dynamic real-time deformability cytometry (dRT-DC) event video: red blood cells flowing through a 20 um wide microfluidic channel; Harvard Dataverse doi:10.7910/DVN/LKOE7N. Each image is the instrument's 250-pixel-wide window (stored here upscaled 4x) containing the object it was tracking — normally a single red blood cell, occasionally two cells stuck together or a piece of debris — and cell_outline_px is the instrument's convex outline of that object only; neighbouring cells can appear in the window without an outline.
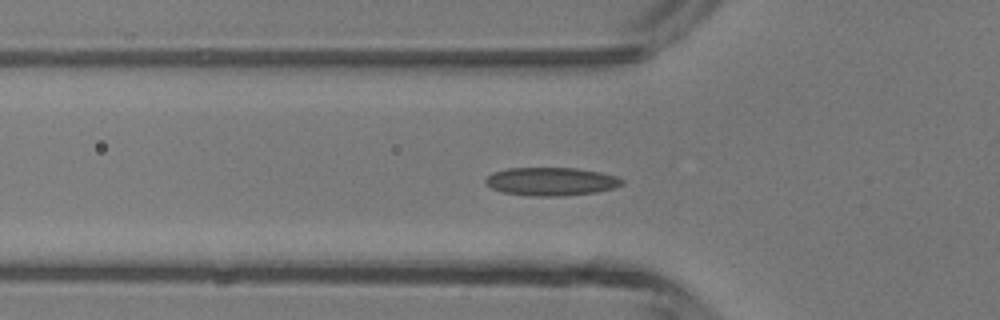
{"species": "common noctule bat (a hibernating species)", "species_latin": "Nyctalus noctula", "temperature_condition": "room temperature", "stored_images_in_passage": 48, "camera_frame_rate_fps": 3000, "um_per_image_px": 0.085, "animal": {"sex": "male", "body_mass_g": 13.3}, "frame": {"image": 1, "passage_image": 16, "time_ms": 5.0, "image_size_px": [1000, 320], "cell_outline_px": [[624, 184], [612, 188], [596, 192], [560, 196], [532, 196], [504, 192], [492, 188], [484, 180], [492, 172], [508, 168], [576, 168], [600, 172], [616, 176], [624, 180]], "centroid_in_image_um": [46.86, 15.42], "position_along_channel_um": 78.9, "area_um2": 22.31}}
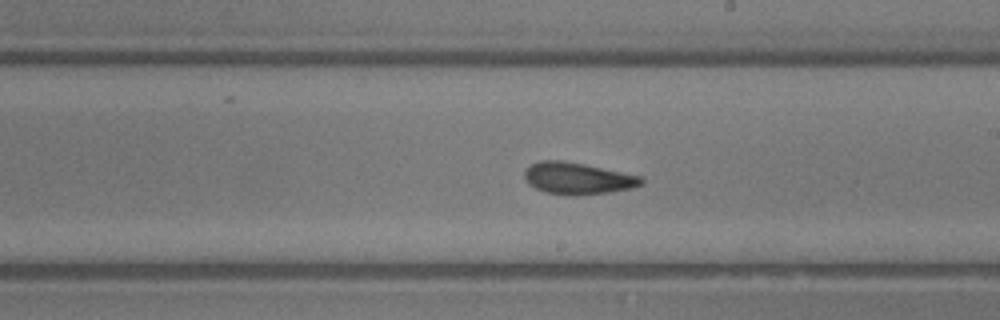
{"frame": {"image": 2, "passage_image": 27, "time_ms": 8.667, "image_size_px": [1000, 320], "cell_outline_px": [[644, 184], [632, 188], [612, 192], [576, 196], [568, 196], [544, 192], [528, 184], [524, 176], [524, 172], [532, 164], [540, 160], [560, 160], [584, 164], [640, 176], [644, 180]], "centroid_in_image_um": [49.1, 15.18], "position_along_channel_um": 239.9, "area_um2": 21.73}}
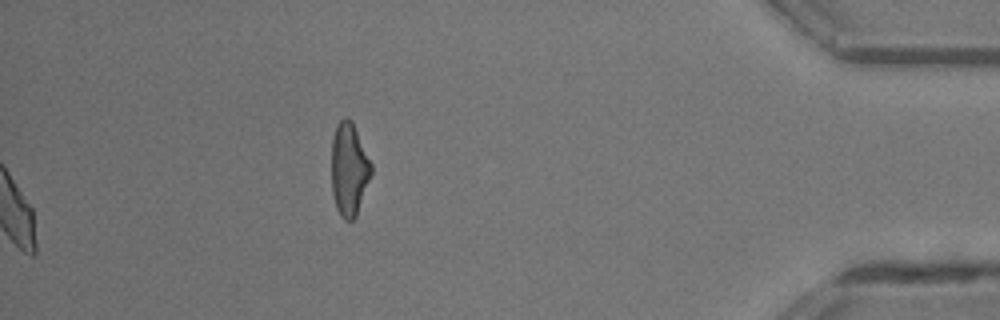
{"frame": {"image": 3, "passage_image": 48, "time_ms": 15.667, "image_size_px": [1000, 320], "cell_outline_px": [[372, 172], [356, 216], [352, 220], [344, 220], [340, 216], [336, 208], [332, 192], [332, 140], [336, 124], [344, 116], [348, 116], [352, 120], [372, 164]], "centroid_in_image_um": [29.66, 14.36], "position_along_channel_um": 405.5, "area_um2": 21.62}, "authors_computed_cell_mechanics": {"area_um2": 20.7791, "velocity_mm_per_s": 4.3677, "shape_relaxation_time_tau1_ms": 4.8902, "shape_relaxation_time_tau2_ms": 1.252, "deformation_change_tau1": 0.1588, "deformation_change_tau2": 0.0834}}